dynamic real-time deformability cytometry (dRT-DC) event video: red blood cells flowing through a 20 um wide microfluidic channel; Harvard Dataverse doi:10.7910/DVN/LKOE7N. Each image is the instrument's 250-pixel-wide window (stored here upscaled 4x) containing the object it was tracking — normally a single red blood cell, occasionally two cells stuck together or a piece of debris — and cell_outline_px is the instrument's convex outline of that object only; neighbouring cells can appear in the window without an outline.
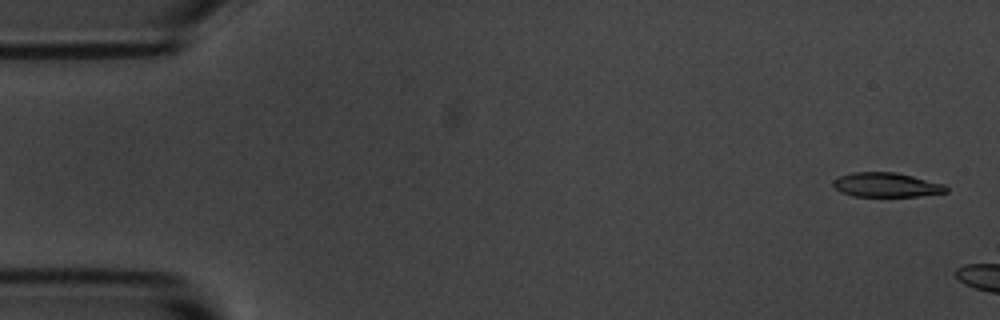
{"species": "common noctule bat (a hibernating species)", "species_latin": "Nyctalus noctula", "temperature_condition": "room temperature", "stored_images_in_passage": 2, "camera_frame_rate_fps": 3000, "um_per_image_px": 0.085, "animal": {"sex": "male", "body_mass_g": 20.1, "forearm_length_mm": 53.5}, "frame": {"image": 1, "passage_image": 1, "time_ms": 0.0, "image_size_px": [1000, 320], "cell_outline_px": [[948, 192], [916, 196], [852, 196], [840, 192], [832, 184], [832, 180], [840, 176], [852, 172], [896, 172], [944, 184], [948, 188]], "centroid_in_image_um": [75.31, 15.71], "position_along_channel_um": 9.7, "area_um2": 16.01}}